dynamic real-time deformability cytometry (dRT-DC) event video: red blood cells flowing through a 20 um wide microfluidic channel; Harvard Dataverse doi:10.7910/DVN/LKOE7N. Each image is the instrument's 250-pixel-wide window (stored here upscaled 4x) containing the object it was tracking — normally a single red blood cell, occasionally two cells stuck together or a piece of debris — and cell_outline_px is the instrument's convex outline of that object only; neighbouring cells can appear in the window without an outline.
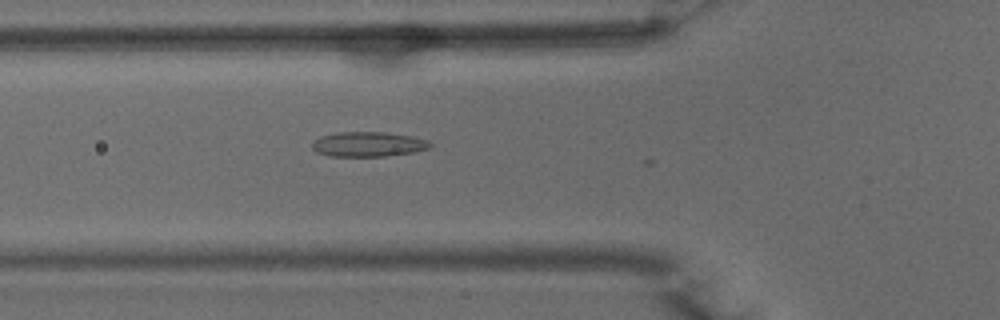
{"species": "common noctule bat (a hibernating species)", "species_latin": "Nyctalus noctula", "temperature_condition": "warm", "stored_images_in_passage": 7, "camera_frame_rate_fps": 3000, "um_per_image_px": 0.085, "animal": {"sex": "male", "body_mass_g": 15.6}, "frame": {"image": 1, "passage_image": 3, "time_ms": 0.667, "image_size_px": [1000, 320], "cell_outline_px": [[432, 144], [428, 148], [412, 152], [384, 156], [328, 156], [316, 152], [312, 148], [312, 140], [320, 136], [340, 132], [384, 132], [412, 136], [428, 140]], "centroid_in_image_um": [31.25, 12.25], "position_along_channel_um": 94.6, "area_um2": 17.05}}
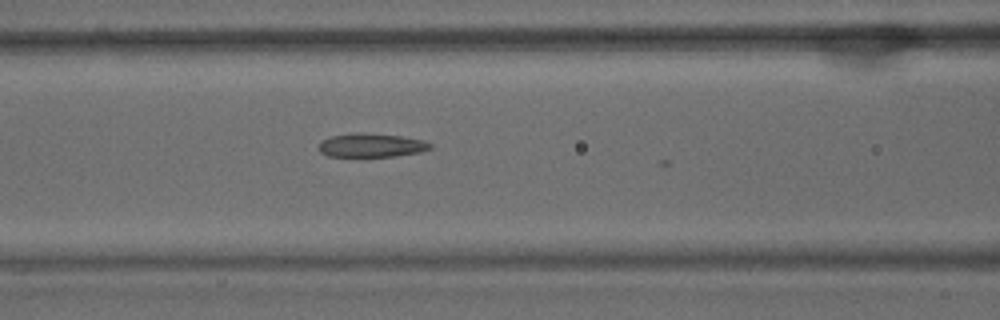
{"frame": {"image": 2, "passage_image": 6, "time_ms": 1.667, "image_size_px": [1000, 320], "cell_outline_px": [[432, 148], [420, 152], [396, 156], [328, 156], [320, 152], [316, 148], [320, 140], [332, 136], [356, 132], [360, 132], [400, 136], [424, 140], [432, 144]], "centroid_in_image_um": [31.53, 12.34], "position_along_channel_um": 135.1, "area_um2": 15.55}}